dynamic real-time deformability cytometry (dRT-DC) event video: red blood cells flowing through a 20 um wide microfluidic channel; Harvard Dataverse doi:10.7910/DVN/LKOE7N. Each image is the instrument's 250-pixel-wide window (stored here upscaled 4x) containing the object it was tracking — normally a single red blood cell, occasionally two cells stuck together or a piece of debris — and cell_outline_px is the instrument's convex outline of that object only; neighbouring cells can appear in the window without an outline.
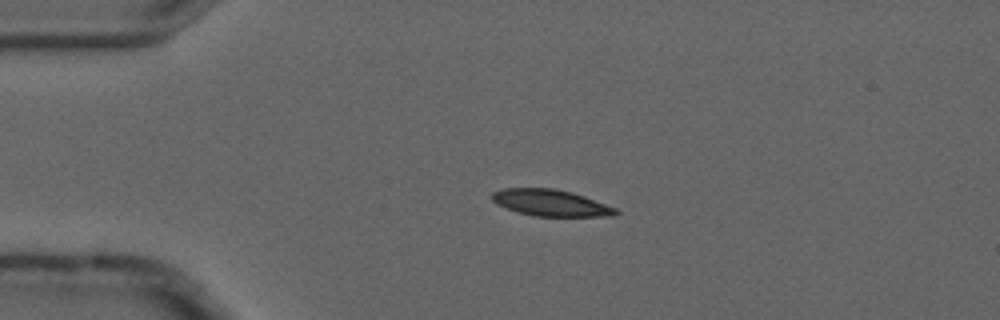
{"species": "common noctule bat (a hibernating species)", "species_latin": "Nyctalus noctula", "temperature_condition": "cold", "stored_images_in_passage": 5, "camera_frame_rate_fps": 3000, "um_per_image_px": 0.085, "animal": {"sex": "male", "forearm_length_mm": 52.5}, "frame": {"image": 1, "passage_image": 4, "time_ms": 1.0, "image_size_px": [1000, 320], "cell_outline_px": [[620, 212], [616, 216], [536, 216], [520, 212], [496, 204], [492, 200], [492, 192], [504, 188], [556, 188], [572, 192], [584, 196], [616, 208]], "centroid_in_image_um": [46.83, 17.23], "position_along_channel_um": 38.2, "area_um2": 19.02}}